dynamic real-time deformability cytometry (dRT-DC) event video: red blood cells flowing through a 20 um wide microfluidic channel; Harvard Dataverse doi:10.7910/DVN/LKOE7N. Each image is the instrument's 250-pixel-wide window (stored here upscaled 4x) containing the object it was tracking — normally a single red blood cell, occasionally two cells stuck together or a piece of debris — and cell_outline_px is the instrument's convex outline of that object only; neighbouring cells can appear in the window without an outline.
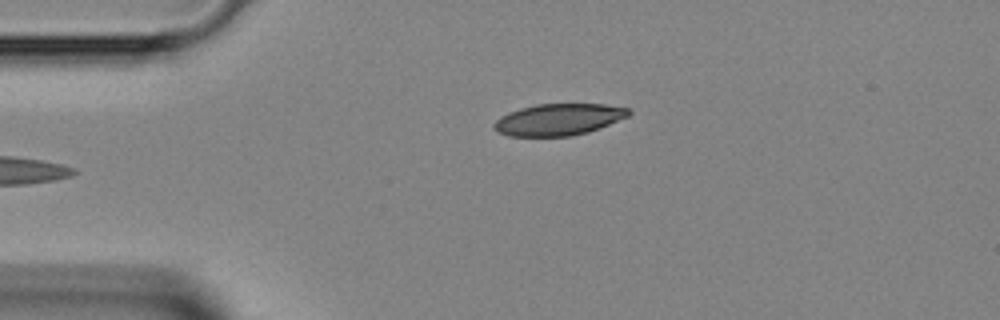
{"species": "Egyptian fruit bat (a non-hibernating species)", "species_latin": "Rousettus aegyptiacus", "temperature_condition": "room temperature", "stored_images_in_passage": 29, "camera_frame_rate_fps": 3000, "um_per_image_px": 0.085, "animal": {"sex": "female"}, "frame": {"image": 1, "passage_image": 1, "time_ms": 0.0, "image_size_px": [1000, 320], "cell_outline_px": [[632, 112], [628, 116], [600, 128], [588, 132], [572, 136], [508, 136], [496, 132], [492, 128], [492, 124], [500, 116], [508, 112], [520, 108], [536, 104], [604, 104], [628, 108]], "centroid_in_image_um": [47.44, 10.16], "position_along_channel_um": 37.6, "area_um2": 25.03}}
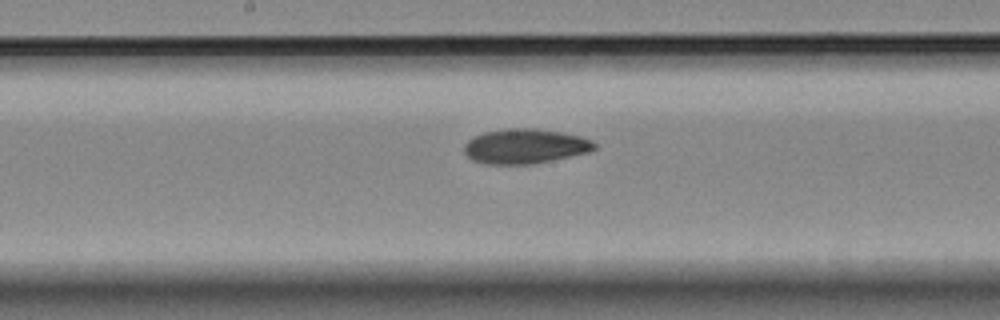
{"frame": {"image": 2, "passage_image": 14, "time_ms": 4.333, "image_size_px": [1000, 320], "cell_outline_px": [[596, 148], [588, 152], [552, 160], [532, 164], [484, 164], [472, 160], [464, 152], [464, 144], [472, 136], [484, 132], [512, 128], [536, 128], [560, 132], [580, 136], [592, 140], [596, 144]], "centroid_in_image_um": [44.6, 12.43], "position_along_channel_um": 203.6, "area_um2": 26.41}}
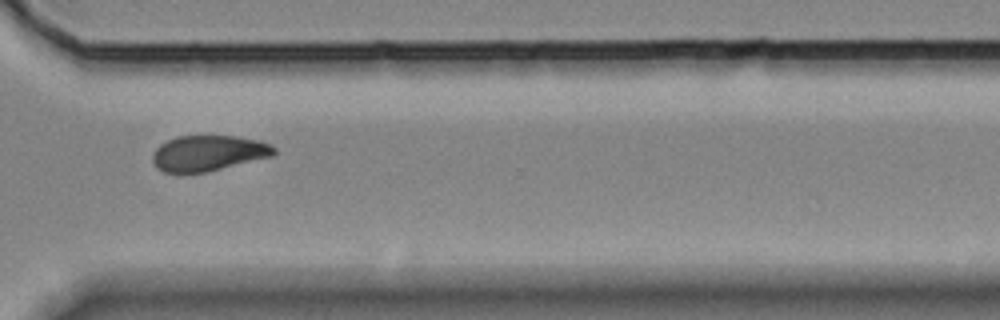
{"frame": {"image": 3, "passage_image": 24, "time_ms": 7.667, "image_size_px": [1000, 320], "cell_outline_px": [[276, 152], [272, 156], [208, 172], [164, 172], [156, 168], [152, 160], [152, 156], [156, 148], [160, 144], [176, 136], [236, 136], [260, 140], [272, 144], [276, 148]], "centroid_in_image_um": [17.73, 13.01], "position_along_channel_um": 352.9, "area_um2": 25.32}}